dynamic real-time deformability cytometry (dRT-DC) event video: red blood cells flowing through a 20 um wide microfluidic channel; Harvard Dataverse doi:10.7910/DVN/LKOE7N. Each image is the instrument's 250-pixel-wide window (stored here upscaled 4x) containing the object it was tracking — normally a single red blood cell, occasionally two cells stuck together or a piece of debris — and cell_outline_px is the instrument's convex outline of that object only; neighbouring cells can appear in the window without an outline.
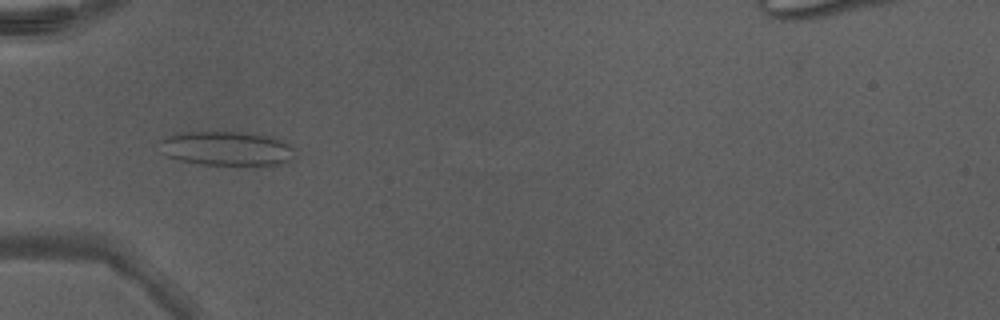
{"species": "Egyptian fruit bat (a non-hibernating species)", "species_latin": "Rousettus aegyptiacus", "temperature_condition": "warm", "stored_images_in_passage": 48, "camera_frame_rate_fps": 3000, "um_per_image_px": 0.085, "animal": {"sex": "male"}, "frame": {"image": 1, "passage_image": 17, "time_ms": 5.333, "image_size_px": [1000, 320], "cell_outline_px": [[296, 156], [292, 160], [280, 164], [244, 168], [200, 164], [180, 160], [168, 156], [160, 140], [176, 132], [252, 132], [272, 136], [288, 144], [292, 148]], "centroid_in_image_um": [19.38, 12.66], "position_along_channel_um": 65.6, "area_um2": 27.86}}
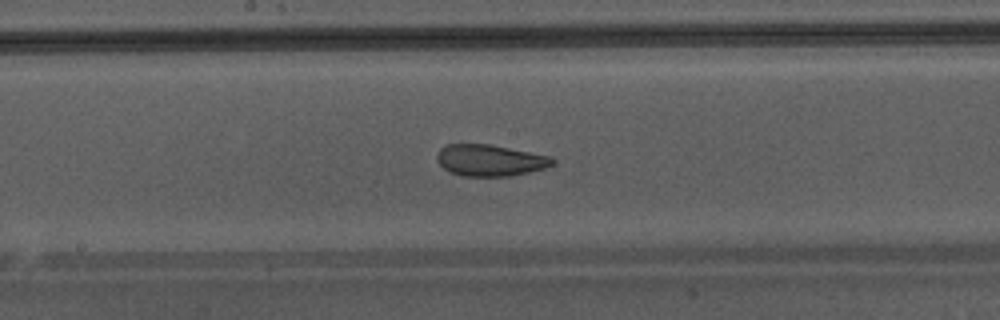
{"frame": {"image": 2, "passage_image": 27, "time_ms": 8.667, "image_size_px": [1000, 320], "cell_outline_px": [[556, 160], [548, 168], [508, 176], [464, 176], [448, 172], [436, 160], [436, 152], [444, 144], [488, 144], [548, 156]], "centroid_in_image_um": [41.59, 13.63], "position_along_channel_um": 206.6, "area_um2": 21.15}}
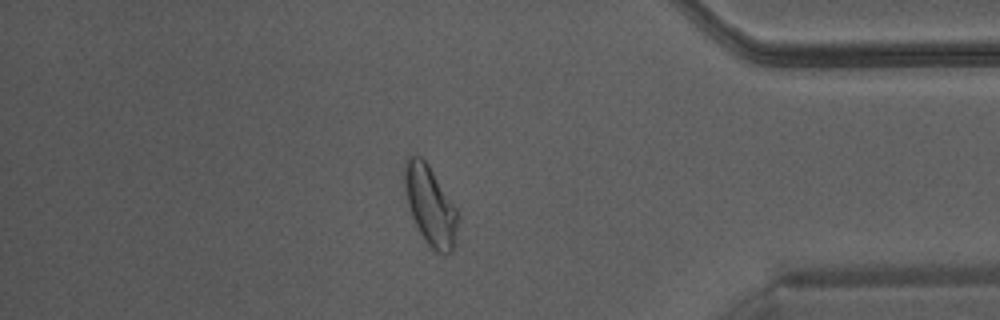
{"frame": {"image": 3, "passage_image": 42, "time_ms": 13.667, "image_size_px": [1000, 320], "cell_outline_px": [[460, 216], [456, 244], [452, 252], [436, 252], [424, 240], [408, 208], [404, 188], [404, 160], [408, 156], [420, 156], [428, 164], [456, 208]], "centroid_in_image_um": [36.58, 17.48], "position_along_channel_um": 398.6, "area_um2": 24.8}, "authors_computed_cell_mechanics": {"area_um2": 25.2875, "velocity_mm_per_s": 4.3297, "shape_relaxation_time_tau1_ms": 6.9427, "shape_relaxation_time_tau2_ms": 1.0055, "deformation_change_tau1": 0.1622, "deformation_change_tau2": 0.0692}}